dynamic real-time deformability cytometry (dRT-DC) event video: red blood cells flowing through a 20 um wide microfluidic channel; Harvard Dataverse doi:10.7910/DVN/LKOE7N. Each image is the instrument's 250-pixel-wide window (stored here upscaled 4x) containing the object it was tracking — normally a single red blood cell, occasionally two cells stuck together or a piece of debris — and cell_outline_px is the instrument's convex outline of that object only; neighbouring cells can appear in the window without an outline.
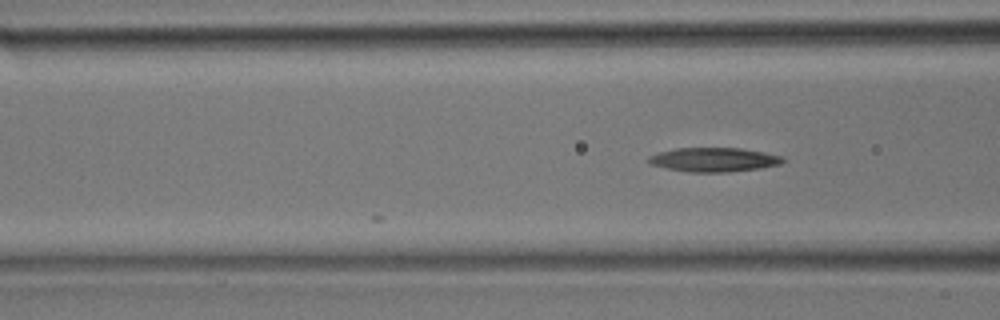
{"species": "common noctule bat (a hibernating species)", "species_latin": "Nyctalus noctula", "temperature_condition": "room temperature", "stored_images_in_passage": 4, "camera_frame_rate_fps": 3000, "um_per_image_px": 0.085, "animal": {"sex": "male", "body_mass_g": 17.9}, "frame": {"image": 1, "passage_image": 4, "time_ms": 1.0, "image_size_px": [1000, 320], "cell_outline_px": [[784, 160], [780, 164], [760, 168], [728, 172], [688, 172], [648, 164], [648, 156], [660, 152], [676, 148], [740, 148], [764, 152], [780, 156]], "centroid_in_image_um": [60.65, 13.57], "position_along_channel_um": 106.0, "area_um2": 18.73}}